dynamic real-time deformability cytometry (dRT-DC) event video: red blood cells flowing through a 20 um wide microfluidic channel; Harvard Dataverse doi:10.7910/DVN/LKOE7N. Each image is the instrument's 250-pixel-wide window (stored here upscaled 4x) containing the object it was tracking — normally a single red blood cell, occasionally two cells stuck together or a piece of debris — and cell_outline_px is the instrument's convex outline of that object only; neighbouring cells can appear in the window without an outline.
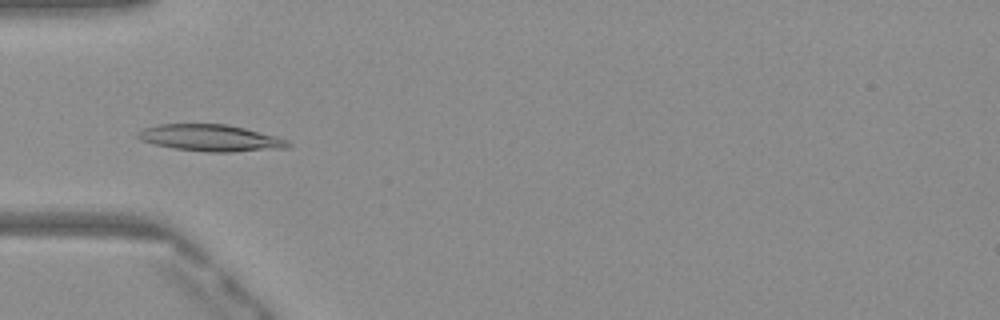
{"species": "Egyptian fruit bat (a non-hibernating species)", "species_latin": "Rousettus aegyptiacus", "temperature_condition": "warm", "stored_images_in_passage": 43, "camera_frame_rate_fps": 3000, "um_per_image_px": 0.085, "frame": {"image": 1, "passage_image": 9, "time_ms": 2.667, "image_size_px": [1000, 320], "cell_outline_px": [[292, 144], [288, 148], [232, 152], [208, 152], [172, 148], [140, 140], [136, 136], [136, 132], [144, 128], [160, 124], [228, 124], [276, 136], [288, 140]], "centroid_in_image_um": [17.91, 11.73], "position_along_channel_um": 67.1, "area_um2": 23.41}}
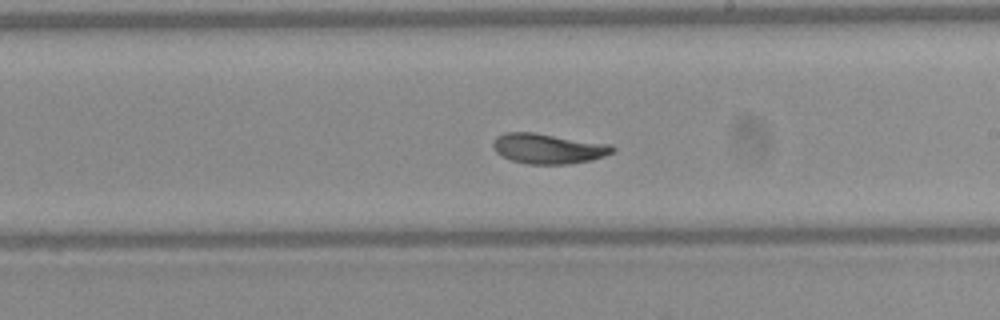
{"frame": {"image": 2, "passage_image": 22, "time_ms": 7.0, "image_size_px": [1000, 320], "cell_outline_px": [[616, 148], [612, 152], [604, 156], [592, 160], [568, 164], [528, 164], [512, 160], [500, 156], [496, 152], [492, 144], [496, 136], [504, 132], [532, 132], [612, 144]], "centroid_in_image_um": [46.59, 12.62], "position_along_channel_um": 242.4, "area_um2": 21.1}}
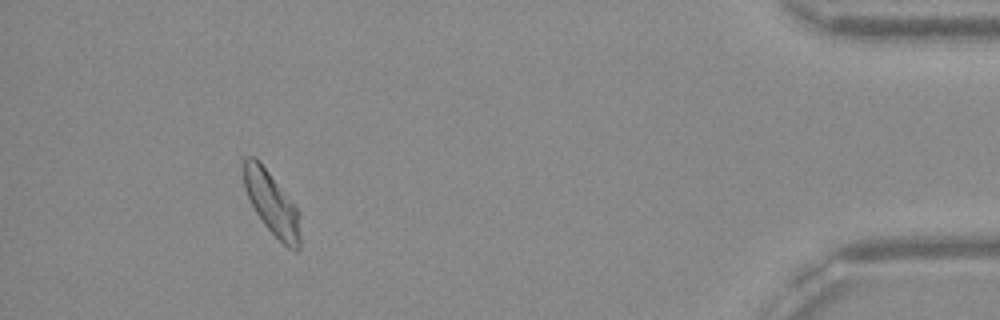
{"frame": {"image": 3, "passage_image": 39, "time_ms": 12.667, "image_size_px": [1000, 320], "cell_outline_px": [[300, 248], [296, 252], [288, 248], [264, 224], [256, 212], [244, 188], [244, 156], [252, 156], [260, 160], [300, 212]], "centroid_in_image_um": [23.12, 17.28], "position_along_channel_um": 412.1, "area_um2": 20.63}, "authors_computed_cell_mechanics": {"area_um2": 21.1548, "velocity_mm_per_s": 4.0472, "shape_relaxation_time_tau1_ms": 3.642, "shape_relaxation_time_tau2_ms": 1.8469, "deformation_change_tau1": 0.1346, "deformation_change_tau2": 0.0476}}